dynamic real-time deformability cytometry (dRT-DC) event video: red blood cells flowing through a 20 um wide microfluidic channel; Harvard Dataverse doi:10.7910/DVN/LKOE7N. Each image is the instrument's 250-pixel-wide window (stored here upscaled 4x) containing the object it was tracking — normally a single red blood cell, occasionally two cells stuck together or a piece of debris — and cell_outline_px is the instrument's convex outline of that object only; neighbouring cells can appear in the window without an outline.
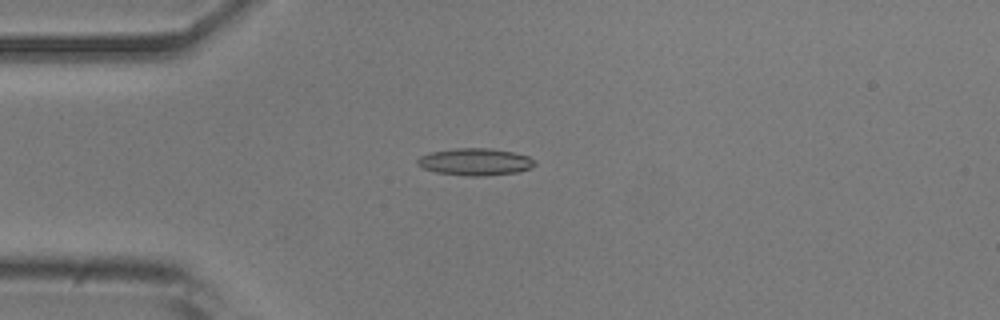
{"species": "common noctule bat (a hibernating species)", "species_latin": "Nyctalus noctula", "temperature_condition": "room temperature", "stored_images_in_passage": 3, "camera_frame_rate_fps": 3000, "um_per_image_px": 0.085, "animal": {"sex": "male", "body_mass_g": 20.5, "forearm_length_mm": 52.5}, "frame": {"image": 1, "passage_image": 3, "time_ms": 0.667, "image_size_px": [1000, 320], "cell_outline_px": [[536, 164], [528, 168], [516, 172], [480, 176], [468, 176], [436, 172], [424, 168], [416, 164], [416, 160], [420, 156], [432, 152], [456, 148], [492, 148], [512, 152], [528, 156], [536, 160]], "centroid_in_image_um": [40.38, 13.75], "position_along_channel_um": 44.6, "area_um2": 18.38}}